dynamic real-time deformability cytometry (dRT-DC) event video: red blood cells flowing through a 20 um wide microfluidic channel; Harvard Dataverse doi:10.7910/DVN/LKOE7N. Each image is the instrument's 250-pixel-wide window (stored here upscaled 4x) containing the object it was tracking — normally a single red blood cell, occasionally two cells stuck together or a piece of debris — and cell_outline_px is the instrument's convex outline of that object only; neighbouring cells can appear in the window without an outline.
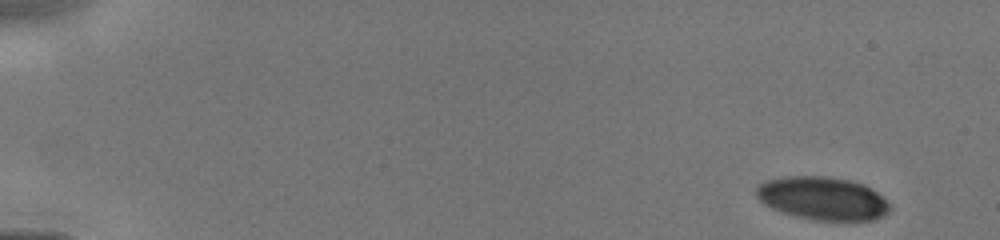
{"species": "human", "species_latin": "Homo sapiens", "temperature_condition": "cold", "stored_images_in_passage": 15, "camera_frame_rate_fps": 3000, "um_per_image_px": 0.085, "donor": {"sex": "male"}, "frame": {"image": 1, "passage_image": 1, "time_ms": 0.0, "image_size_px": [1000, 240], "cell_outline_px": [[892, 208], [884, 216], [872, 220], [816, 220], [796, 216], [772, 208], [764, 204], [756, 196], [756, 188], [760, 184], [768, 180], [784, 176], [824, 176], [852, 180], [864, 184], [876, 192]], "centroid_in_image_um": [69.92, 16.85], "position_along_channel_um": 15.1, "area_um2": 33.35}}
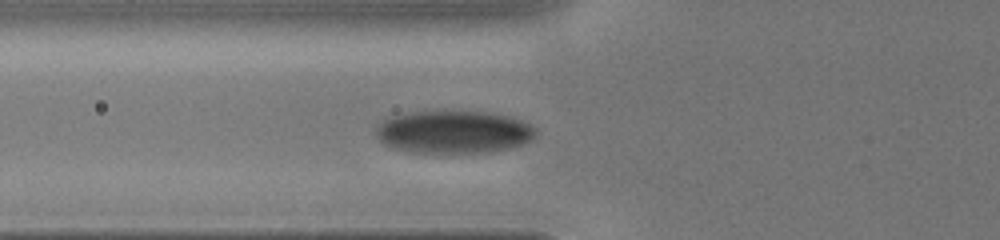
{"frame": {"image": 2, "passage_image": 13, "time_ms": 5.0, "image_size_px": [1000, 240], "cell_outline_px": [[536, 132], [528, 140], [520, 144], [508, 148], [492, 152], [408, 152], [392, 148], [384, 144], [376, 136], [376, 128], [388, 116], [412, 112], [440, 108], [460, 108], [488, 112], [508, 116], [520, 120], [536, 128]], "centroid_in_image_um": [38.49, 11.16], "position_along_channel_um": 87.3, "area_um2": 40.69}}
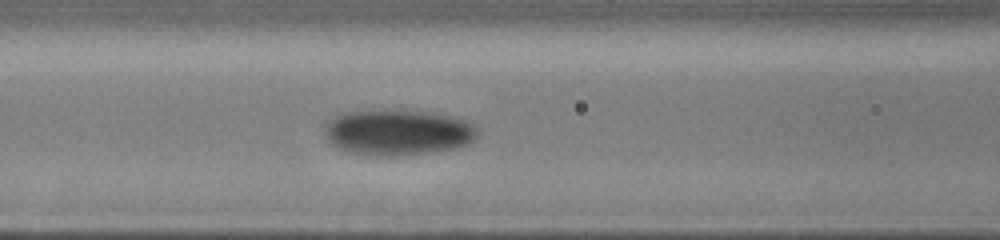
{"frame": {"image": 3, "passage_image": 15, "time_ms": 6.0, "image_size_px": [1000, 240], "cell_outline_px": [[476, 136], [468, 144], [452, 148], [432, 152], [400, 156], [368, 156], [348, 152], [336, 148], [328, 140], [324, 132], [328, 120], [344, 112], [400, 108], [448, 116], [464, 120], [472, 124], [476, 128]], "centroid_in_image_um": [33.74, 11.25], "position_along_channel_um": 132.9, "area_um2": 41.1}}